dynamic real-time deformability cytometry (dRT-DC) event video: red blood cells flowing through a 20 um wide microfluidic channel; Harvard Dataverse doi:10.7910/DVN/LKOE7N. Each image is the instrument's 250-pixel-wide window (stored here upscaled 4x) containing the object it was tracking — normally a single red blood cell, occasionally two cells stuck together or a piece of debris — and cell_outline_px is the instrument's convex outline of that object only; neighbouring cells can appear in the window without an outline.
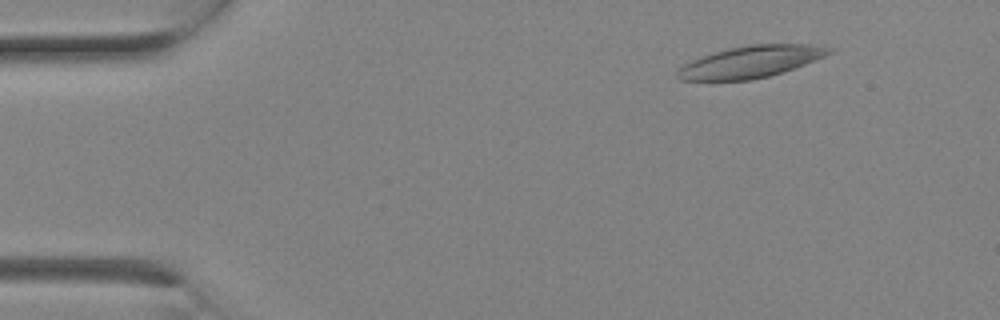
{"species": "Egyptian fruit bat (a non-hibernating species)", "species_latin": "Rousettus aegyptiacus", "temperature_condition": "room temperature", "stored_images_in_passage": 2, "camera_frame_rate_fps": 3000, "um_per_image_px": 0.085, "animal": {"sex": "female"}, "frame": {"image": 1, "passage_image": 1, "time_ms": 0.0, "image_size_px": [1000, 320], "cell_outline_px": [[836, 48], [832, 52], [824, 56], [804, 64], [768, 76], [752, 80], [680, 80], [676, 76], [676, 72], [684, 64], [692, 60], [712, 52], [752, 44], [816, 44]], "centroid_in_image_um": [63.82, 5.24], "position_along_channel_um": 21.2, "area_um2": 27.86}}
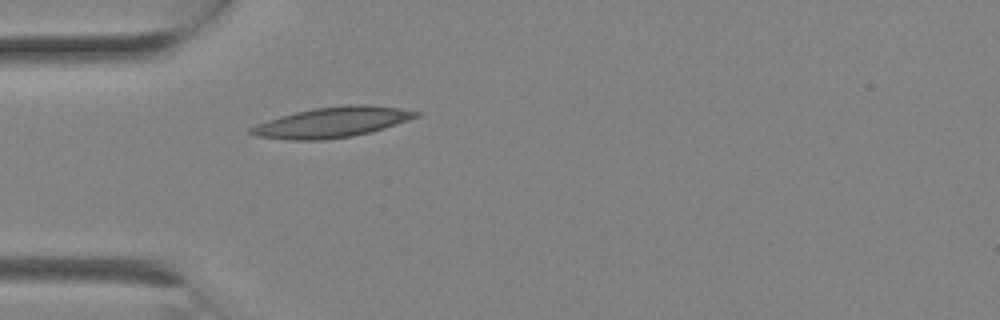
{"frame": {"image": 2, "passage_image": 2, "time_ms": 0.333, "image_size_px": [1000, 320], "cell_outline_px": [[424, 112], [420, 116], [384, 128], [352, 136], [324, 140], [288, 140], [256, 136], [248, 132], [248, 128], [256, 124], [280, 116], [312, 108], [348, 104], [368, 104], [400, 108]], "centroid_in_image_um": [28.24, 10.38], "position_along_channel_um": 56.8, "area_um2": 29.36}}